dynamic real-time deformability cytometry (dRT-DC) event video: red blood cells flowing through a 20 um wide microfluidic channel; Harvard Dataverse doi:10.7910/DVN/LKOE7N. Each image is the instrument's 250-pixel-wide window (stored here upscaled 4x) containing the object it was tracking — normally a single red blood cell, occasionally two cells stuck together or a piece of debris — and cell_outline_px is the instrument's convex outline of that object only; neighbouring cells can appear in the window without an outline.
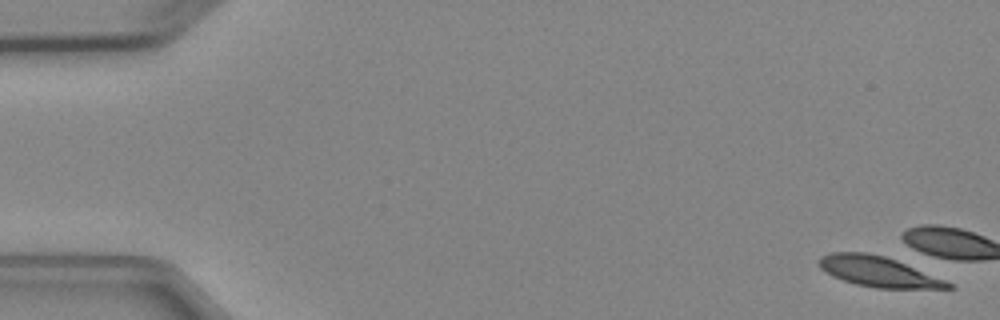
{"species": "Egyptian fruit bat (a non-hibernating species)", "species_latin": "Rousettus aegyptiacus", "temperature_condition": "cold", "stored_images_in_passage": 7, "camera_frame_rate_fps": 3000, "um_per_image_px": 0.085, "animal": {"sex": "female"}, "frame": {"image": 1, "passage_image": 1, "time_ms": 0.0, "image_size_px": [1000, 320], "cell_outline_px": [[956, 288], [876, 288], [856, 284], [832, 276], [820, 268], [820, 256], [828, 252], [868, 252], [884, 256], [896, 260], [944, 280], [952, 284]], "centroid_in_image_um": [74.61, 23.07], "position_along_channel_um": 10.4, "area_um2": 22.48}}
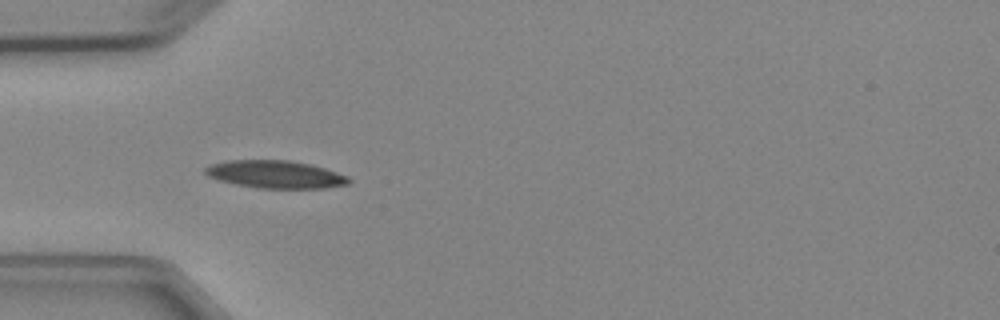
{"frame": {"image": 2, "passage_image": 6, "time_ms": 5.667, "image_size_px": [1000, 320], "cell_outline_px": [[352, 180], [348, 184], [324, 188], [256, 188], [236, 184], [220, 180], [208, 176], [204, 172], [204, 168], [212, 164], [228, 160], [288, 160], [312, 164], [348, 176]], "centroid_in_image_um": [23.42, 14.82], "position_along_channel_um": 61.6, "area_um2": 23.12}}